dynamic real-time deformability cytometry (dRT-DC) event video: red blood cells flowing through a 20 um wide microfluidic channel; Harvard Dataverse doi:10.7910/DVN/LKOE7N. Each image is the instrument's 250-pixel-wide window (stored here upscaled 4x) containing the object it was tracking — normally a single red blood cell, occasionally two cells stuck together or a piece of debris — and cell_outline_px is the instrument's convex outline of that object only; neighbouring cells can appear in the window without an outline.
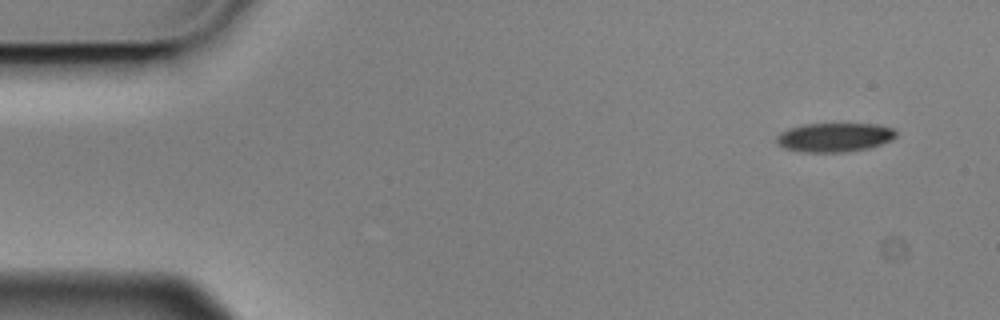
{"species": "Egyptian fruit bat (a non-hibernating species)", "species_latin": "Rousettus aegyptiacus", "temperature_condition": "cold", "stored_images_in_passage": 5, "camera_frame_rate_fps": 3000, "um_per_image_px": 0.085, "animal": {"sex": "male"}, "frame": {"image": 1, "passage_image": 1, "time_ms": 0.0, "image_size_px": [1000, 320], "cell_outline_px": [[896, 136], [892, 140], [868, 148], [848, 152], [804, 152], [784, 148], [776, 140], [776, 136], [780, 132], [788, 128], [804, 124], [876, 124], [892, 128], [896, 132]], "centroid_in_image_um": [70.92, 11.67], "position_along_channel_um": 14.1, "area_um2": 20.17}}
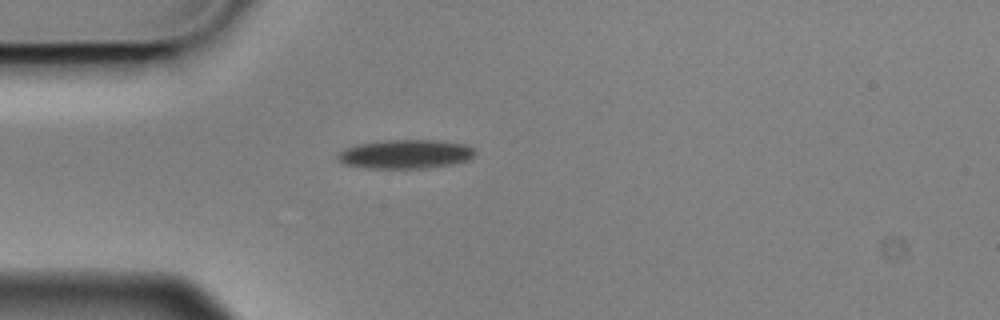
{"frame": {"image": 2, "passage_image": 4, "time_ms": 1.0, "image_size_px": [1000, 320], "cell_outline_px": [[476, 152], [468, 160], [452, 164], [428, 168], [364, 168], [340, 164], [336, 160], [336, 156], [344, 148], [356, 144], [384, 140], [436, 140], [468, 144]], "centroid_in_image_um": [34.41, 13.1], "position_along_channel_um": 50.6, "area_um2": 23.52}}